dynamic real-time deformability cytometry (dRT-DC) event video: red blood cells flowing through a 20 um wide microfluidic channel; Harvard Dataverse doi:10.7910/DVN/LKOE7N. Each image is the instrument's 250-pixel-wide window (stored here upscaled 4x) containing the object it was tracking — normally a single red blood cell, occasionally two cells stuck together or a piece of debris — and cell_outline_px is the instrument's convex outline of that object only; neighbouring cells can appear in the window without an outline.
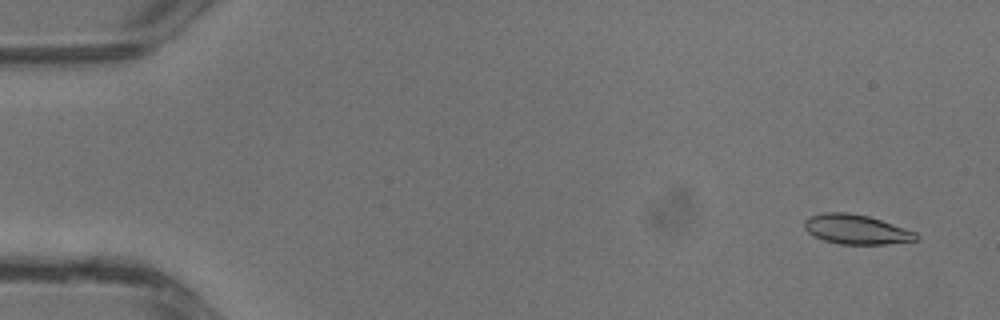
{"species": "common noctule bat (a hibernating species)", "species_latin": "Nyctalus noctula", "temperature_condition": "warm", "stored_images_in_passage": 39, "camera_frame_rate_fps": 3000, "um_per_image_px": 0.085, "animal": {"sex": "male", "body_mass_g": 13.3}, "frame": {"image": 1, "passage_image": 3, "time_ms": 0.667, "image_size_px": [1000, 320], "cell_outline_px": [[920, 236], [916, 240], [884, 244], [840, 244], [824, 240], [808, 232], [804, 228], [804, 220], [808, 216], [824, 212], [848, 212], [868, 216], [916, 232]], "centroid_in_image_um": [72.75, 19.49], "position_along_channel_um": 12.3, "area_um2": 19.13}}
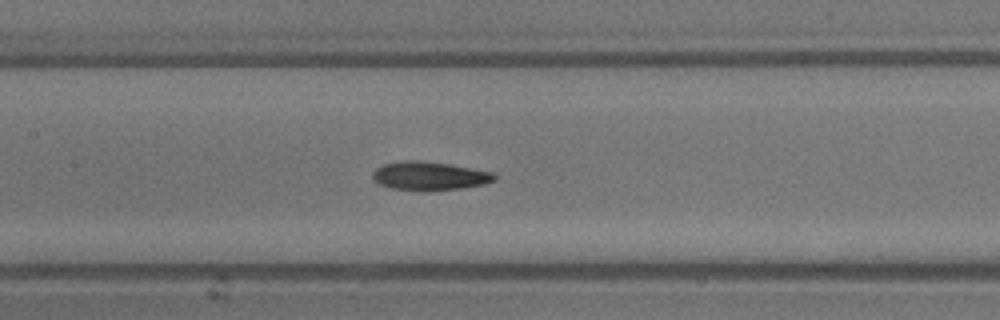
{"frame": {"image": 2, "passage_image": 19, "time_ms": 6.0, "image_size_px": [1000, 320], "cell_outline_px": [[496, 180], [484, 184], [460, 188], [424, 192], [420, 192], [392, 188], [380, 184], [372, 176], [372, 172], [376, 168], [384, 164], [400, 160], [420, 160], [448, 164], [496, 172]], "centroid_in_image_um": [36.52, 14.96], "position_along_channel_um": 170.9, "area_um2": 20.58}}
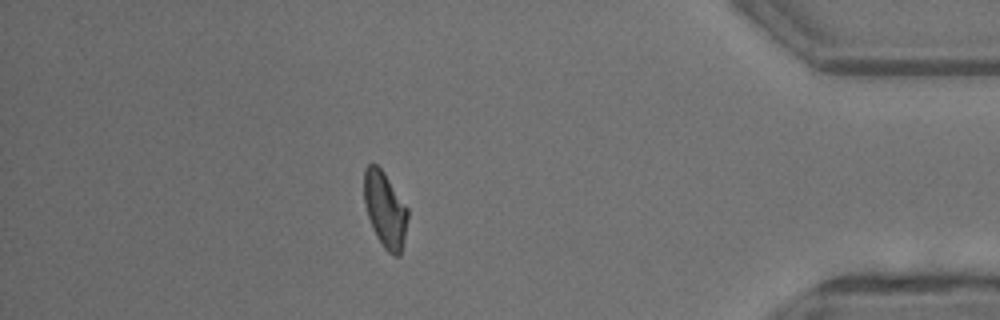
{"frame": {"image": 3, "passage_image": 34, "time_ms": 11.0, "image_size_px": [1000, 320], "cell_outline_px": [[408, 216], [400, 256], [396, 256], [388, 252], [384, 248], [376, 236], [368, 216], [364, 204], [364, 168], [368, 164], [376, 164], [384, 172], [408, 208]], "centroid_in_image_um": [32.72, 17.79], "position_along_channel_um": 402.5, "area_um2": 19.13}}